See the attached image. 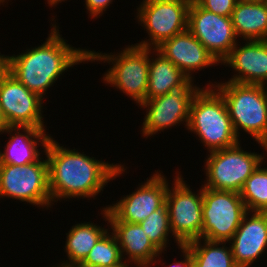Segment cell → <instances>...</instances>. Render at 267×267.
<instances>
[{
	"instance_id": "cell-15",
	"label": "cell",
	"mask_w": 267,
	"mask_h": 267,
	"mask_svg": "<svg viewBox=\"0 0 267 267\" xmlns=\"http://www.w3.org/2000/svg\"><path fill=\"white\" fill-rule=\"evenodd\" d=\"M101 212L104 221H107L108 226L111 227L109 229L117 238L126 264L134 263L135 267H151L158 263L156 259H160L162 251L152 244L140 224L118 221L107 208H102Z\"/></svg>"
},
{
	"instance_id": "cell-10",
	"label": "cell",
	"mask_w": 267,
	"mask_h": 267,
	"mask_svg": "<svg viewBox=\"0 0 267 267\" xmlns=\"http://www.w3.org/2000/svg\"><path fill=\"white\" fill-rule=\"evenodd\" d=\"M193 80L186 77L180 84L173 86L169 93L145 100L139 105L147 108L141 130L143 137H151L182 122L187 127L192 99L200 89L196 84L193 85Z\"/></svg>"
},
{
	"instance_id": "cell-11",
	"label": "cell",
	"mask_w": 267,
	"mask_h": 267,
	"mask_svg": "<svg viewBox=\"0 0 267 267\" xmlns=\"http://www.w3.org/2000/svg\"><path fill=\"white\" fill-rule=\"evenodd\" d=\"M192 0H143L137 19L149 39L135 45L156 49L164 41L188 28V11ZM143 24V25H142Z\"/></svg>"
},
{
	"instance_id": "cell-21",
	"label": "cell",
	"mask_w": 267,
	"mask_h": 267,
	"mask_svg": "<svg viewBox=\"0 0 267 267\" xmlns=\"http://www.w3.org/2000/svg\"><path fill=\"white\" fill-rule=\"evenodd\" d=\"M105 227L90 222L77 223L66 233L65 251L68 260L57 264V267L78 266L91 251L97 241L108 231ZM61 264V265H60ZM55 266V267H56ZM54 267V266H52Z\"/></svg>"
},
{
	"instance_id": "cell-6",
	"label": "cell",
	"mask_w": 267,
	"mask_h": 267,
	"mask_svg": "<svg viewBox=\"0 0 267 267\" xmlns=\"http://www.w3.org/2000/svg\"><path fill=\"white\" fill-rule=\"evenodd\" d=\"M264 159L262 154L244 151L240 142L229 148L209 152L204 163L207 177L202 186L240 193L246 180L265 162Z\"/></svg>"
},
{
	"instance_id": "cell-3",
	"label": "cell",
	"mask_w": 267,
	"mask_h": 267,
	"mask_svg": "<svg viewBox=\"0 0 267 267\" xmlns=\"http://www.w3.org/2000/svg\"><path fill=\"white\" fill-rule=\"evenodd\" d=\"M187 130L196 133L209 152L232 147L240 139L235 134L226 103L213 87H201L194 95Z\"/></svg>"
},
{
	"instance_id": "cell-22",
	"label": "cell",
	"mask_w": 267,
	"mask_h": 267,
	"mask_svg": "<svg viewBox=\"0 0 267 267\" xmlns=\"http://www.w3.org/2000/svg\"><path fill=\"white\" fill-rule=\"evenodd\" d=\"M152 53L157 57L149 58L146 100L169 93L173 86L180 84L187 77L157 49H152Z\"/></svg>"
},
{
	"instance_id": "cell-20",
	"label": "cell",
	"mask_w": 267,
	"mask_h": 267,
	"mask_svg": "<svg viewBox=\"0 0 267 267\" xmlns=\"http://www.w3.org/2000/svg\"><path fill=\"white\" fill-rule=\"evenodd\" d=\"M231 21L237 38L241 37L244 41L267 40V2L238 1Z\"/></svg>"
},
{
	"instance_id": "cell-2",
	"label": "cell",
	"mask_w": 267,
	"mask_h": 267,
	"mask_svg": "<svg viewBox=\"0 0 267 267\" xmlns=\"http://www.w3.org/2000/svg\"><path fill=\"white\" fill-rule=\"evenodd\" d=\"M46 41L18 55H4V68L28 90L42 99L47 90L75 64L89 62V50L74 48L60 35L54 23Z\"/></svg>"
},
{
	"instance_id": "cell-30",
	"label": "cell",
	"mask_w": 267,
	"mask_h": 267,
	"mask_svg": "<svg viewBox=\"0 0 267 267\" xmlns=\"http://www.w3.org/2000/svg\"><path fill=\"white\" fill-rule=\"evenodd\" d=\"M7 126L6 120L3 116L1 106H0V132Z\"/></svg>"
},
{
	"instance_id": "cell-7",
	"label": "cell",
	"mask_w": 267,
	"mask_h": 267,
	"mask_svg": "<svg viewBox=\"0 0 267 267\" xmlns=\"http://www.w3.org/2000/svg\"><path fill=\"white\" fill-rule=\"evenodd\" d=\"M182 177L180 172L176 174L172 181L174 186L168 185L165 199L172 231L170 237L173 236L178 247L200 239L203 226V186L198 193H193Z\"/></svg>"
},
{
	"instance_id": "cell-14",
	"label": "cell",
	"mask_w": 267,
	"mask_h": 267,
	"mask_svg": "<svg viewBox=\"0 0 267 267\" xmlns=\"http://www.w3.org/2000/svg\"><path fill=\"white\" fill-rule=\"evenodd\" d=\"M167 181L166 176L157 170L145 183L138 184L140 186L134 192L105 208L118 221L140 224L165 204Z\"/></svg>"
},
{
	"instance_id": "cell-31",
	"label": "cell",
	"mask_w": 267,
	"mask_h": 267,
	"mask_svg": "<svg viewBox=\"0 0 267 267\" xmlns=\"http://www.w3.org/2000/svg\"><path fill=\"white\" fill-rule=\"evenodd\" d=\"M48 2V4H49V6L50 7H53V6H56V5H58L59 3H61L62 1L64 2V1H66V0H47Z\"/></svg>"
},
{
	"instance_id": "cell-36",
	"label": "cell",
	"mask_w": 267,
	"mask_h": 267,
	"mask_svg": "<svg viewBox=\"0 0 267 267\" xmlns=\"http://www.w3.org/2000/svg\"><path fill=\"white\" fill-rule=\"evenodd\" d=\"M8 1V0H7ZM7 1H5V0H0V4H3V3H5V2H7Z\"/></svg>"
},
{
	"instance_id": "cell-25",
	"label": "cell",
	"mask_w": 267,
	"mask_h": 267,
	"mask_svg": "<svg viewBox=\"0 0 267 267\" xmlns=\"http://www.w3.org/2000/svg\"><path fill=\"white\" fill-rule=\"evenodd\" d=\"M261 163L246 180L240 195L249 212H267V167Z\"/></svg>"
},
{
	"instance_id": "cell-8",
	"label": "cell",
	"mask_w": 267,
	"mask_h": 267,
	"mask_svg": "<svg viewBox=\"0 0 267 267\" xmlns=\"http://www.w3.org/2000/svg\"><path fill=\"white\" fill-rule=\"evenodd\" d=\"M12 198L27 204L49 209L52 198L49 190L48 162L41 157L23 166L0 164V198Z\"/></svg>"
},
{
	"instance_id": "cell-5",
	"label": "cell",
	"mask_w": 267,
	"mask_h": 267,
	"mask_svg": "<svg viewBox=\"0 0 267 267\" xmlns=\"http://www.w3.org/2000/svg\"><path fill=\"white\" fill-rule=\"evenodd\" d=\"M151 48L128 45L119 53H102L89 50V62L103 61L112 65L104 74L103 81L129 95L136 105L146 100Z\"/></svg>"
},
{
	"instance_id": "cell-16",
	"label": "cell",
	"mask_w": 267,
	"mask_h": 267,
	"mask_svg": "<svg viewBox=\"0 0 267 267\" xmlns=\"http://www.w3.org/2000/svg\"><path fill=\"white\" fill-rule=\"evenodd\" d=\"M228 243L238 267H250L262 254L264 256L267 249V212L248 211Z\"/></svg>"
},
{
	"instance_id": "cell-35",
	"label": "cell",
	"mask_w": 267,
	"mask_h": 267,
	"mask_svg": "<svg viewBox=\"0 0 267 267\" xmlns=\"http://www.w3.org/2000/svg\"><path fill=\"white\" fill-rule=\"evenodd\" d=\"M102 267H129V264H121L119 266H102Z\"/></svg>"
},
{
	"instance_id": "cell-12",
	"label": "cell",
	"mask_w": 267,
	"mask_h": 267,
	"mask_svg": "<svg viewBox=\"0 0 267 267\" xmlns=\"http://www.w3.org/2000/svg\"><path fill=\"white\" fill-rule=\"evenodd\" d=\"M42 100L5 68L0 71V106L7 126H33L45 129Z\"/></svg>"
},
{
	"instance_id": "cell-17",
	"label": "cell",
	"mask_w": 267,
	"mask_h": 267,
	"mask_svg": "<svg viewBox=\"0 0 267 267\" xmlns=\"http://www.w3.org/2000/svg\"><path fill=\"white\" fill-rule=\"evenodd\" d=\"M220 64L237 73L228 82L267 86V40H246L243 46L237 42Z\"/></svg>"
},
{
	"instance_id": "cell-24",
	"label": "cell",
	"mask_w": 267,
	"mask_h": 267,
	"mask_svg": "<svg viewBox=\"0 0 267 267\" xmlns=\"http://www.w3.org/2000/svg\"><path fill=\"white\" fill-rule=\"evenodd\" d=\"M109 231L97 241L86 258L75 267H102L126 264L122 258L117 238L113 232Z\"/></svg>"
},
{
	"instance_id": "cell-29",
	"label": "cell",
	"mask_w": 267,
	"mask_h": 267,
	"mask_svg": "<svg viewBox=\"0 0 267 267\" xmlns=\"http://www.w3.org/2000/svg\"><path fill=\"white\" fill-rule=\"evenodd\" d=\"M178 248L183 253L182 254L183 255L182 258H184L183 261L181 260L175 262L174 264L172 263L167 267H192V257L189 249L185 245H180Z\"/></svg>"
},
{
	"instance_id": "cell-26",
	"label": "cell",
	"mask_w": 267,
	"mask_h": 267,
	"mask_svg": "<svg viewBox=\"0 0 267 267\" xmlns=\"http://www.w3.org/2000/svg\"><path fill=\"white\" fill-rule=\"evenodd\" d=\"M145 234L149 237L152 244L164 253L169 244L170 229L169 214L166 204L160 209L152 212L145 220L140 223ZM168 241V242H167Z\"/></svg>"
},
{
	"instance_id": "cell-23",
	"label": "cell",
	"mask_w": 267,
	"mask_h": 267,
	"mask_svg": "<svg viewBox=\"0 0 267 267\" xmlns=\"http://www.w3.org/2000/svg\"><path fill=\"white\" fill-rule=\"evenodd\" d=\"M226 243L200 238L184 245L191 253L192 267H238L231 247H227Z\"/></svg>"
},
{
	"instance_id": "cell-28",
	"label": "cell",
	"mask_w": 267,
	"mask_h": 267,
	"mask_svg": "<svg viewBox=\"0 0 267 267\" xmlns=\"http://www.w3.org/2000/svg\"><path fill=\"white\" fill-rule=\"evenodd\" d=\"M86 8L89 12L90 18H97L102 16L103 11L113 2V0H85Z\"/></svg>"
},
{
	"instance_id": "cell-18",
	"label": "cell",
	"mask_w": 267,
	"mask_h": 267,
	"mask_svg": "<svg viewBox=\"0 0 267 267\" xmlns=\"http://www.w3.org/2000/svg\"><path fill=\"white\" fill-rule=\"evenodd\" d=\"M156 49L187 77L193 79H195L192 77L195 71L219 64L188 29L164 41Z\"/></svg>"
},
{
	"instance_id": "cell-19",
	"label": "cell",
	"mask_w": 267,
	"mask_h": 267,
	"mask_svg": "<svg viewBox=\"0 0 267 267\" xmlns=\"http://www.w3.org/2000/svg\"><path fill=\"white\" fill-rule=\"evenodd\" d=\"M2 133H8L10 136L4 151L0 149V164L18 166L37 162L41 158L40 150L37 149L38 145L40 144L39 147H43L45 151L52 137L48 132L46 133V129L33 126H6L0 135Z\"/></svg>"
},
{
	"instance_id": "cell-27",
	"label": "cell",
	"mask_w": 267,
	"mask_h": 267,
	"mask_svg": "<svg viewBox=\"0 0 267 267\" xmlns=\"http://www.w3.org/2000/svg\"><path fill=\"white\" fill-rule=\"evenodd\" d=\"M205 10L231 17V14L236 6L238 0H195Z\"/></svg>"
},
{
	"instance_id": "cell-9",
	"label": "cell",
	"mask_w": 267,
	"mask_h": 267,
	"mask_svg": "<svg viewBox=\"0 0 267 267\" xmlns=\"http://www.w3.org/2000/svg\"><path fill=\"white\" fill-rule=\"evenodd\" d=\"M247 212L240 193L203 187L201 238L229 242Z\"/></svg>"
},
{
	"instance_id": "cell-4",
	"label": "cell",
	"mask_w": 267,
	"mask_h": 267,
	"mask_svg": "<svg viewBox=\"0 0 267 267\" xmlns=\"http://www.w3.org/2000/svg\"><path fill=\"white\" fill-rule=\"evenodd\" d=\"M211 83L206 86H213L222 95L237 137L240 139L243 130L260 144L267 131V86L228 81Z\"/></svg>"
},
{
	"instance_id": "cell-32",
	"label": "cell",
	"mask_w": 267,
	"mask_h": 267,
	"mask_svg": "<svg viewBox=\"0 0 267 267\" xmlns=\"http://www.w3.org/2000/svg\"><path fill=\"white\" fill-rule=\"evenodd\" d=\"M261 147H263L262 149L264 150V151H266L267 152V131H266V137H265V139L259 144Z\"/></svg>"
},
{
	"instance_id": "cell-13",
	"label": "cell",
	"mask_w": 267,
	"mask_h": 267,
	"mask_svg": "<svg viewBox=\"0 0 267 267\" xmlns=\"http://www.w3.org/2000/svg\"><path fill=\"white\" fill-rule=\"evenodd\" d=\"M187 29L219 63L229 55L238 41L231 17L209 12L195 0L191 1L189 7Z\"/></svg>"
},
{
	"instance_id": "cell-34",
	"label": "cell",
	"mask_w": 267,
	"mask_h": 267,
	"mask_svg": "<svg viewBox=\"0 0 267 267\" xmlns=\"http://www.w3.org/2000/svg\"><path fill=\"white\" fill-rule=\"evenodd\" d=\"M1 54V53H0ZM4 68V54L0 55V71Z\"/></svg>"
},
{
	"instance_id": "cell-33",
	"label": "cell",
	"mask_w": 267,
	"mask_h": 267,
	"mask_svg": "<svg viewBox=\"0 0 267 267\" xmlns=\"http://www.w3.org/2000/svg\"><path fill=\"white\" fill-rule=\"evenodd\" d=\"M238 1H244V2H258V3H266L267 0H238Z\"/></svg>"
},
{
	"instance_id": "cell-1",
	"label": "cell",
	"mask_w": 267,
	"mask_h": 267,
	"mask_svg": "<svg viewBox=\"0 0 267 267\" xmlns=\"http://www.w3.org/2000/svg\"><path fill=\"white\" fill-rule=\"evenodd\" d=\"M59 144L51 137L44 151L52 204L64 198H94L127 169L121 163L110 164Z\"/></svg>"
}]
</instances>
